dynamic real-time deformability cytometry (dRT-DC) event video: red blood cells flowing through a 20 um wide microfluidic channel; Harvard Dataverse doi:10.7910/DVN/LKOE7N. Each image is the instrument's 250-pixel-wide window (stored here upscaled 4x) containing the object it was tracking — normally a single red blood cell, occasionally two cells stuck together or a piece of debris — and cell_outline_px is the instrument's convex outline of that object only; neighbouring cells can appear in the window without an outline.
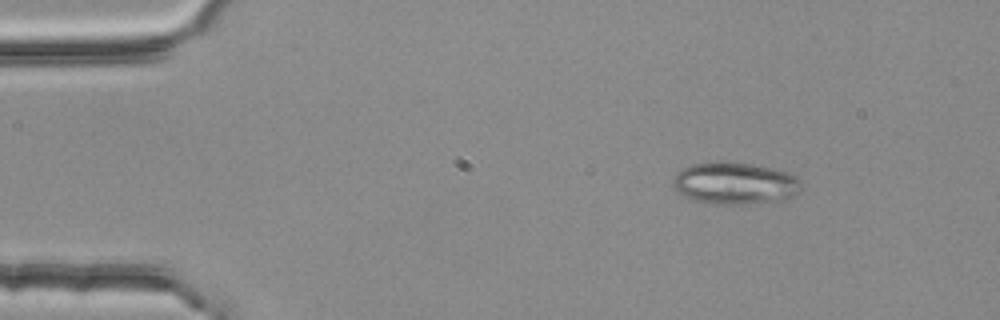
{"species": "common noctule bat (a hibernating species)", "species_latin": "Nyctalus noctula", "temperature_condition": "room temperature", "stored_images_in_passage": 2, "camera_frame_rate_fps": 3000, "um_per_image_px": 0.085, "animal": {"sex": "female", "body_mass_g": 25.1}, "frame": {"image": 1, "passage_image": 1, "time_ms": 0.0, "image_size_px": [1000, 320], "cell_outline_px": [[800, 188], [792, 196], [784, 200], [740, 204], [712, 204], [692, 200], [684, 196], [672, 184], [672, 180], [680, 168], [692, 164], [720, 160], [724, 160], [752, 164], [772, 168], [788, 172], [796, 176], [800, 180]], "centroid_in_image_um": [62.43, 15.56], "position_along_channel_um": 22.6, "area_um2": 31.67}}